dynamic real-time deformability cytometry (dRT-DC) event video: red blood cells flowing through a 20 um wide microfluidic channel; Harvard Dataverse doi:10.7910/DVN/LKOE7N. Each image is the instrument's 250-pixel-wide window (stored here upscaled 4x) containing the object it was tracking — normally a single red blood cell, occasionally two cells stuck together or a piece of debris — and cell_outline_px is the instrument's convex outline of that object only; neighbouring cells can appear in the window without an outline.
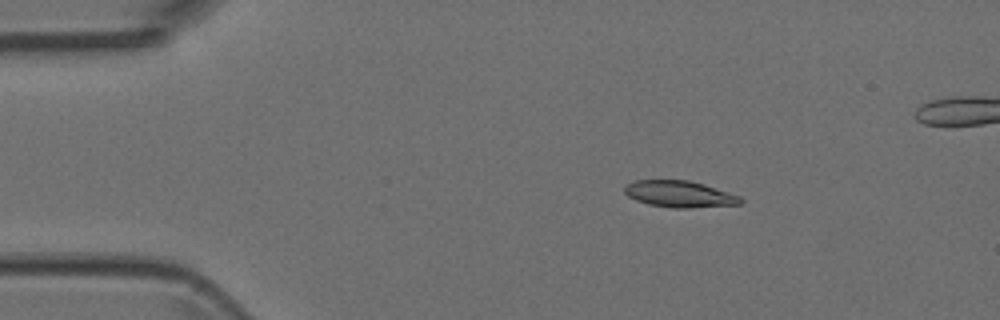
{"species": "Egyptian fruit bat (a non-hibernating species)", "species_latin": "Rousettus aegyptiacus", "temperature_condition": "room temperature", "stored_images_in_passage": 8, "camera_frame_rate_fps": 3000, "um_per_image_px": 0.085, "animal": {"sex": "female"}, "frame": {"image": 1, "passage_image": 2, "time_ms": 0.333, "image_size_px": [1000, 320], "cell_outline_px": [[744, 200], [740, 204], [692, 208], [672, 208], [648, 204], [636, 200], [628, 196], [624, 192], [624, 184], [636, 180], [688, 180], [704, 184], [740, 196]], "centroid_in_image_um": [57.74, 16.49], "position_along_channel_um": 27.3, "area_um2": 18.03}}
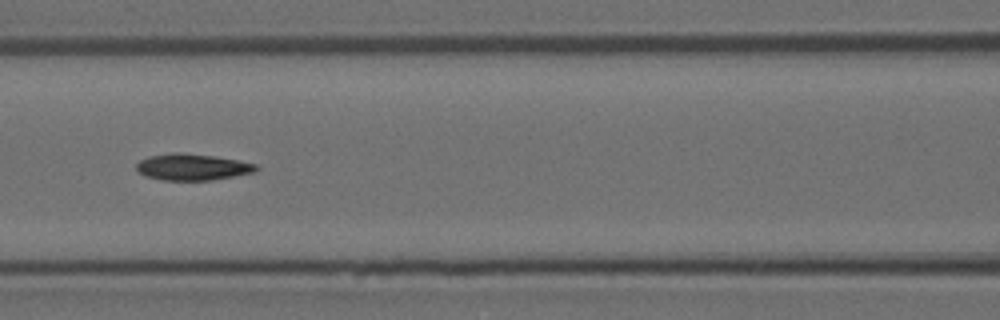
{"frame": {"image": 2, "passage_image": 6, "time_ms": 1.667, "image_size_px": [1000, 320], "cell_outline_px": [[260, 168], [256, 172], [212, 180], [164, 180], [144, 176], [136, 168], [136, 164], [140, 160], [148, 156], [176, 152], [180, 152], [216, 156], [256, 164]], "centroid_in_image_um": [16.36, 14.19], "position_along_channel_um": 150.2, "area_um2": 18.5}}
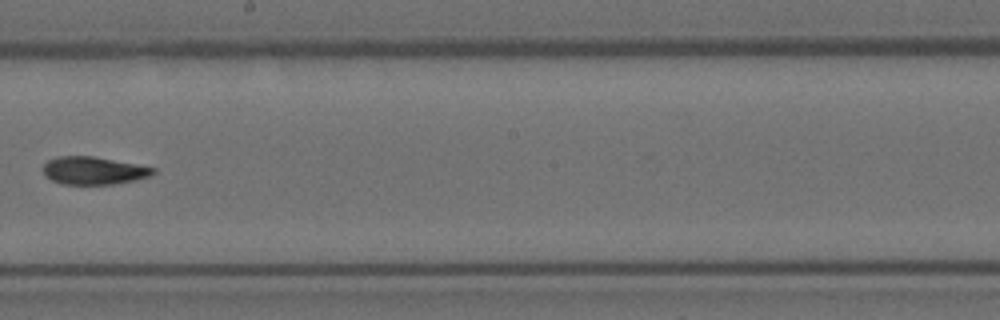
{"frame": {"image": 3, "passage_image": 8, "time_ms": 2.333, "image_size_px": [1000, 320], "cell_outline_px": [[156, 172], [148, 176], [136, 180], [112, 184], [60, 184], [44, 176], [44, 164], [48, 160], [56, 156], [92, 156], [136, 164], [156, 168]], "centroid_in_image_um": [7.93, 14.5], "position_along_channel_um": 240.3, "area_um2": 17.74}}